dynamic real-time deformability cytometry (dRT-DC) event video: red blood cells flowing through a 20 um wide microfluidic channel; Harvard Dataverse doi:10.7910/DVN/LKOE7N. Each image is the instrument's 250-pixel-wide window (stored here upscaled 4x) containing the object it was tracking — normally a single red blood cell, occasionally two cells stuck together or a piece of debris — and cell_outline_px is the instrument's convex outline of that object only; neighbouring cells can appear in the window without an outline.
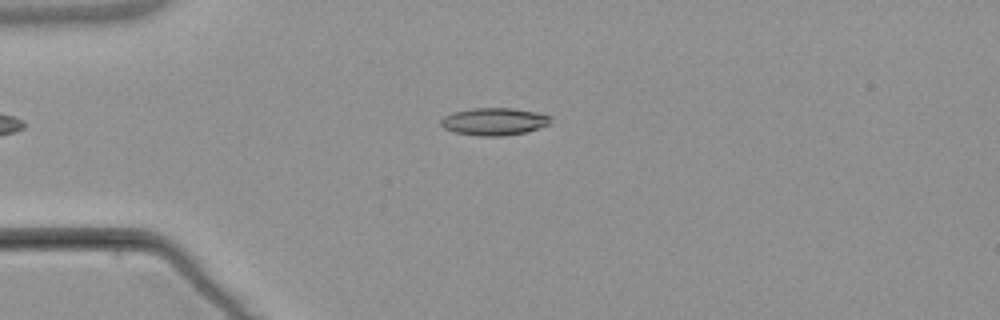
{"species": "common noctule bat (a hibernating species)", "species_latin": "Nyctalus noctula", "temperature_condition": "warm", "stored_images_in_passage": 4, "camera_frame_rate_fps": 3000, "um_per_image_px": 0.085, "animal": {"sex": "male", "body_mass_g": 21.5, "forearm_length_mm": 52.0}, "frame": {"image": 1, "passage_image": 4, "time_ms": 4.667, "image_size_px": [1000, 320], "cell_outline_px": [[552, 116], [548, 124], [528, 132], [500, 136], [480, 136], [452, 132], [444, 128], [440, 124], [440, 120], [444, 116], [452, 112], [472, 108], [512, 108], [536, 112]], "centroid_in_image_um": [41.97, 10.33], "position_along_channel_um": 43.0, "area_um2": 17.63}}